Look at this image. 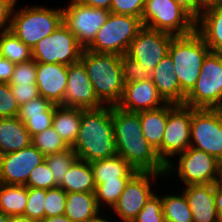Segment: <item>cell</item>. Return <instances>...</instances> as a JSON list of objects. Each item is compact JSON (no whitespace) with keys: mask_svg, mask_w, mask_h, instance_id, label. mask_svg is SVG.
I'll return each instance as SVG.
<instances>
[{"mask_svg":"<svg viewBox=\"0 0 222 222\" xmlns=\"http://www.w3.org/2000/svg\"><path fill=\"white\" fill-rule=\"evenodd\" d=\"M112 121L116 152L137 172L165 175L166 165L145 139L140 115L112 106Z\"/></svg>","mask_w":222,"mask_h":222,"instance_id":"1","label":"cell"},{"mask_svg":"<svg viewBox=\"0 0 222 222\" xmlns=\"http://www.w3.org/2000/svg\"><path fill=\"white\" fill-rule=\"evenodd\" d=\"M78 159L89 163L117 154L112 121V106L81 109L77 139L71 147Z\"/></svg>","mask_w":222,"mask_h":222,"instance_id":"2","label":"cell"},{"mask_svg":"<svg viewBox=\"0 0 222 222\" xmlns=\"http://www.w3.org/2000/svg\"><path fill=\"white\" fill-rule=\"evenodd\" d=\"M80 62L93 84L97 98L107 106H117L124 92L120 56L84 49Z\"/></svg>","mask_w":222,"mask_h":222,"instance_id":"3","label":"cell"},{"mask_svg":"<svg viewBox=\"0 0 222 222\" xmlns=\"http://www.w3.org/2000/svg\"><path fill=\"white\" fill-rule=\"evenodd\" d=\"M209 52L210 48L196 30L188 35L174 36L172 39L168 54L175 66L174 74L186 96L196 85L203 60Z\"/></svg>","mask_w":222,"mask_h":222,"instance_id":"4","label":"cell"},{"mask_svg":"<svg viewBox=\"0 0 222 222\" xmlns=\"http://www.w3.org/2000/svg\"><path fill=\"white\" fill-rule=\"evenodd\" d=\"M63 24V9L32 6L12 11L10 30L31 50Z\"/></svg>","mask_w":222,"mask_h":222,"instance_id":"5","label":"cell"},{"mask_svg":"<svg viewBox=\"0 0 222 222\" xmlns=\"http://www.w3.org/2000/svg\"><path fill=\"white\" fill-rule=\"evenodd\" d=\"M142 28V21L138 17L110 13L86 50L124 55Z\"/></svg>","mask_w":222,"mask_h":222,"instance_id":"6","label":"cell"},{"mask_svg":"<svg viewBox=\"0 0 222 222\" xmlns=\"http://www.w3.org/2000/svg\"><path fill=\"white\" fill-rule=\"evenodd\" d=\"M141 21L143 27L174 36L196 30V20L174 0H146Z\"/></svg>","mask_w":222,"mask_h":222,"instance_id":"7","label":"cell"},{"mask_svg":"<svg viewBox=\"0 0 222 222\" xmlns=\"http://www.w3.org/2000/svg\"><path fill=\"white\" fill-rule=\"evenodd\" d=\"M222 104V53L209 52L199 78L186 96L184 105L193 108H218Z\"/></svg>","mask_w":222,"mask_h":222,"instance_id":"8","label":"cell"},{"mask_svg":"<svg viewBox=\"0 0 222 222\" xmlns=\"http://www.w3.org/2000/svg\"><path fill=\"white\" fill-rule=\"evenodd\" d=\"M192 107L167 103V122L161 143V161L166 165L165 174L174 170L169 159L185 152L191 146Z\"/></svg>","mask_w":222,"mask_h":222,"instance_id":"9","label":"cell"},{"mask_svg":"<svg viewBox=\"0 0 222 222\" xmlns=\"http://www.w3.org/2000/svg\"><path fill=\"white\" fill-rule=\"evenodd\" d=\"M83 50L76 37L62 24L34 46L32 59L36 63H57L69 66L80 61Z\"/></svg>","mask_w":222,"mask_h":222,"instance_id":"10","label":"cell"},{"mask_svg":"<svg viewBox=\"0 0 222 222\" xmlns=\"http://www.w3.org/2000/svg\"><path fill=\"white\" fill-rule=\"evenodd\" d=\"M191 147L204 151L218 160L222 157V114L218 108H193Z\"/></svg>","mask_w":222,"mask_h":222,"instance_id":"11","label":"cell"},{"mask_svg":"<svg viewBox=\"0 0 222 222\" xmlns=\"http://www.w3.org/2000/svg\"><path fill=\"white\" fill-rule=\"evenodd\" d=\"M109 14L110 10L88 7L77 0H71L68 8L63 9V24L86 49L93 42Z\"/></svg>","mask_w":222,"mask_h":222,"instance_id":"12","label":"cell"},{"mask_svg":"<svg viewBox=\"0 0 222 222\" xmlns=\"http://www.w3.org/2000/svg\"><path fill=\"white\" fill-rule=\"evenodd\" d=\"M173 38L174 35L143 27L131 41L126 54L151 74L157 64L168 55Z\"/></svg>","mask_w":222,"mask_h":222,"instance_id":"13","label":"cell"},{"mask_svg":"<svg viewBox=\"0 0 222 222\" xmlns=\"http://www.w3.org/2000/svg\"><path fill=\"white\" fill-rule=\"evenodd\" d=\"M179 155L177 176L185 185L214 184L218 159L208 153L189 147Z\"/></svg>","mask_w":222,"mask_h":222,"instance_id":"14","label":"cell"},{"mask_svg":"<svg viewBox=\"0 0 222 222\" xmlns=\"http://www.w3.org/2000/svg\"><path fill=\"white\" fill-rule=\"evenodd\" d=\"M161 174L137 172L126 184L113 209L124 222H133L149 198L154 194L150 179Z\"/></svg>","mask_w":222,"mask_h":222,"instance_id":"15","label":"cell"},{"mask_svg":"<svg viewBox=\"0 0 222 222\" xmlns=\"http://www.w3.org/2000/svg\"><path fill=\"white\" fill-rule=\"evenodd\" d=\"M45 159L33 145L0 155V183L26 185L30 172Z\"/></svg>","mask_w":222,"mask_h":222,"instance_id":"16","label":"cell"},{"mask_svg":"<svg viewBox=\"0 0 222 222\" xmlns=\"http://www.w3.org/2000/svg\"><path fill=\"white\" fill-rule=\"evenodd\" d=\"M61 106L99 109L105 106L94 91L84 65L79 61L68 66V82Z\"/></svg>","mask_w":222,"mask_h":222,"instance_id":"17","label":"cell"},{"mask_svg":"<svg viewBox=\"0 0 222 222\" xmlns=\"http://www.w3.org/2000/svg\"><path fill=\"white\" fill-rule=\"evenodd\" d=\"M161 104V105H160ZM167 104L158 93L151 78L129 82L124 85V92L117 107L128 112L154 110Z\"/></svg>","mask_w":222,"mask_h":222,"instance_id":"18","label":"cell"},{"mask_svg":"<svg viewBox=\"0 0 222 222\" xmlns=\"http://www.w3.org/2000/svg\"><path fill=\"white\" fill-rule=\"evenodd\" d=\"M68 82V66L37 63L36 85L39 94L53 104L62 105Z\"/></svg>","mask_w":222,"mask_h":222,"instance_id":"19","label":"cell"},{"mask_svg":"<svg viewBox=\"0 0 222 222\" xmlns=\"http://www.w3.org/2000/svg\"><path fill=\"white\" fill-rule=\"evenodd\" d=\"M184 189L193 222H219L214 184L189 185Z\"/></svg>","mask_w":222,"mask_h":222,"instance_id":"20","label":"cell"},{"mask_svg":"<svg viewBox=\"0 0 222 222\" xmlns=\"http://www.w3.org/2000/svg\"><path fill=\"white\" fill-rule=\"evenodd\" d=\"M174 69L173 60L168 54L153 69L151 80L166 103L183 105L186 95L180 88Z\"/></svg>","mask_w":222,"mask_h":222,"instance_id":"21","label":"cell"},{"mask_svg":"<svg viewBox=\"0 0 222 222\" xmlns=\"http://www.w3.org/2000/svg\"><path fill=\"white\" fill-rule=\"evenodd\" d=\"M99 210L95 192L67 193L64 214L72 222H96L102 218Z\"/></svg>","mask_w":222,"mask_h":222,"instance_id":"22","label":"cell"},{"mask_svg":"<svg viewBox=\"0 0 222 222\" xmlns=\"http://www.w3.org/2000/svg\"><path fill=\"white\" fill-rule=\"evenodd\" d=\"M32 144V136L18 117L0 118V155Z\"/></svg>","mask_w":222,"mask_h":222,"instance_id":"23","label":"cell"},{"mask_svg":"<svg viewBox=\"0 0 222 222\" xmlns=\"http://www.w3.org/2000/svg\"><path fill=\"white\" fill-rule=\"evenodd\" d=\"M196 31L211 52L222 53V5L204 10L196 20Z\"/></svg>","mask_w":222,"mask_h":222,"instance_id":"24","label":"cell"},{"mask_svg":"<svg viewBox=\"0 0 222 222\" xmlns=\"http://www.w3.org/2000/svg\"><path fill=\"white\" fill-rule=\"evenodd\" d=\"M90 165L95 184H101L105 181H118V178H132L137 173V171L118 154L109 158L93 161Z\"/></svg>","mask_w":222,"mask_h":222,"instance_id":"25","label":"cell"},{"mask_svg":"<svg viewBox=\"0 0 222 222\" xmlns=\"http://www.w3.org/2000/svg\"><path fill=\"white\" fill-rule=\"evenodd\" d=\"M138 113L144 137L161 159V143L167 122V104L158 109Z\"/></svg>","mask_w":222,"mask_h":222,"instance_id":"26","label":"cell"},{"mask_svg":"<svg viewBox=\"0 0 222 222\" xmlns=\"http://www.w3.org/2000/svg\"><path fill=\"white\" fill-rule=\"evenodd\" d=\"M59 187L67 193L95 192L96 185L90 163L77 159L64 175Z\"/></svg>","mask_w":222,"mask_h":222,"instance_id":"27","label":"cell"},{"mask_svg":"<svg viewBox=\"0 0 222 222\" xmlns=\"http://www.w3.org/2000/svg\"><path fill=\"white\" fill-rule=\"evenodd\" d=\"M81 123V108L55 105L52 126L69 147L77 139Z\"/></svg>","mask_w":222,"mask_h":222,"instance_id":"28","label":"cell"},{"mask_svg":"<svg viewBox=\"0 0 222 222\" xmlns=\"http://www.w3.org/2000/svg\"><path fill=\"white\" fill-rule=\"evenodd\" d=\"M28 200V187L25 185L0 184V212L9 215H23Z\"/></svg>","mask_w":222,"mask_h":222,"instance_id":"29","label":"cell"},{"mask_svg":"<svg viewBox=\"0 0 222 222\" xmlns=\"http://www.w3.org/2000/svg\"><path fill=\"white\" fill-rule=\"evenodd\" d=\"M0 56L19 64L32 59V50L11 31H6L0 34Z\"/></svg>","mask_w":222,"mask_h":222,"instance_id":"30","label":"cell"},{"mask_svg":"<svg viewBox=\"0 0 222 222\" xmlns=\"http://www.w3.org/2000/svg\"><path fill=\"white\" fill-rule=\"evenodd\" d=\"M165 222H193V215L184 193L162 197Z\"/></svg>","mask_w":222,"mask_h":222,"instance_id":"31","label":"cell"},{"mask_svg":"<svg viewBox=\"0 0 222 222\" xmlns=\"http://www.w3.org/2000/svg\"><path fill=\"white\" fill-rule=\"evenodd\" d=\"M78 159L74 150L70 147L58 153L45 156L44 161L54 176L55 183L59 186L70 166Z\"/></svg>","mask_w":222,"mask_h":222,"instance_id":"32","label":"cell"},{"mask_svg":"<svg viewBox=\"0 0 222 222\" xmlns=\"http://www.w3.org/2000/svg\"><path fill=\"white\" fill-rule=\"evenodd\" d=\"M32 144L44 155L58 153L70 147L60 137L53 126L32 137Z\"/></svg>","mask_w":222,"mask_h":222,"instance_id":"33","label":"cell"},{"mask_svg":"<svg viewBox=\"0 0 222 222\" xmlns=\"http://www.w3.org/2000/svg\"><path fill=\"white\" fill-rule=\"evenodd\" d=\"M130 179L131 178H118V181H105L101 184H95V196L99 208L102 202L105 203V205L108 204L107 206L110 208H113Z\"/></svg>","mask_w":222,"mask_h":222,"instance_id":"34","label":"cell"},{"mask_svg":"<svg viewBox=\"0 0 222 222\" xmlns=\"http://www.w3.org/2000/svg\"><path fill=\"white\" fill-rule=\"evenodd\" d=\"M46 189L28 188V200L24 216L39 222L45 218Z\"/></svg>","mask_w":222,"mask_h":222,"instance_id":"35","label":"cell"},{"mask_svg":"<svg viewBox=\"0 0 222 222\" xmlns=\"http://www.w3.org/2000/svg\"><path fill=\"white\" fill-rule=\"evenodd\" d=\"M66 199L67 192L59 186L46 190V198L44 201L45 217L64 214Z\"/></svg>","mask_w":222,"mask_h":222,"instance_id":"36","label":"cell"},{"mask_svg":"<svg viewBox=\"0 0 222 222\" xmlns=\"http://www.w3.org/2000/svg\"><path fill=\"white\" fill-rule=\"evenodd\" d=\"M120 63L124 84L151 78V74L145 71L138 61L129 57L127 54L120 56Z\"/></svg>","mask_w":222,"mask_h":222,"instance_id":"37","label":"cell"},{"mask_svg":"<svg viewBox=\"0 0 222 222\" xmlns=\"http://www.w3.org/2000/svg\"><path fill=\"white\" fill-rule=\"evenodd\" d=\"M25 186L28 188H41L48 190L50 188L57 187L58 185L55 183L51 170L47 166L46 162L43 161L30 172Z\"/></svg>","mask_w":222,"mask_h":222,"instance_id":"38","label":"cell"},{"mask_svg":"<svg viewBox=\"0 0 222 222\" xmlns=\"http://www.w3.org/2000/svg\"><path fill=\"white\" fill-rule=\"evenodd\" d=\"M133 222H165L162 197L155 193L149 198Z\"/></svg>","mask_w":222,"mask_h":222,"instance_id":"39","label":"cell"},{"mask_svg":"<svg viewBox=\"0 0 222 222\" xmlns=\"http://www.w3.org/2000/svg\"><path fill=\"white\" fill-rule=\"evenodd\" d=\"M37 63L34 59L15 64L9 84H36Z\"/></svg>","mask_w":222,"mask_h":222,"instance_id":"40","label":"cell"},{"mask_svg":"<svg viewBox=\"0 0 222 222\" xmlns=\"http://www.w3.org/2000/svg\"><path fill=\"white\" fill-rule=\"evenodd\" d=\"M19 104L8 83H0V118L17 117Z\"/></svg>","mask_w":222,"mask_h":222,"instance_id":"41","label":"cell"},{"mask_svg":"<svg viewBox=\"0 0 222 222\" xmlns=\"http://www.w3.org/2000/svg\"><path fill=\"white\" fill-rule=\"evenodd\" d=\"M55 105L50 100L43 98L41 95L33 100L26 102L19 107L18 118L24 122L28 115L41 114L44 111H55Z\"/></svg>","mask_w":222,"mask_h":222,"instance_id":"42","label":"cell"},{"mask_svg":"<svg viewBox=\"0 0 222 222\" xmlns=\"http://www.w3.org/2000/svg\"><path fill=\"white\" fill-rule=\"evenodd\" d=\"M146 0H112L110 13L135 16L141 19Z\"/></svg>","mask_w":222,"mask_h":222,"instance_id":"43","label":"cell"},{"mask_svg":"<svg viewBox=\"0 0 222 222\" xmlns=\"http://www.w3.org/2000/svg\"><path fill=\"white\" fill-rule=\"evenodd\" d=\"M54 111H44L41 114L28 115L24 121L25 127L33 137L40 132L52 127Z\"/></svg>","mask_w":222,"mask_h":222,"instance_id":"44","label":"cell"},{"mask_svg":"<svg viewBox=\"0 0 222 222\" xmlns=\"http://www.w3.org/2000/svg\"><path fill=\"white\" fill-rule=\"evenodd\" d=\"M9 85L12 90L13 96L15 97L19 106L40 96L36 84H9Z\"/></svg>","mask_w":222,"mask_h":222,"instance_id":"45","label":"cell"},{"mask_svg":"<svg viewBox=\"0 0 222 222\" xmlns=\"http://www.w3.org/2000/svg\"><path fill=\"white\" fill-rule=\"evenodd\" d=\"M16 2L17 0H0V33L10 30L11 15Z\"/></svg>","mask_w":222,"mask_h":222,"instance_id":"46","label":"cell"},{"mask_svg":"<svg viewBox=\"0 0 222 222\" xmlns=\"http://www.w3.org/2000/svg\"><path fill=\"white\" fill-rule=\"evenodd\" d=\"M15 64L0 56V83H8L14 72Z\"/></svg>","mask_w":222,"mask_h":222,"instance_id":"47","label":"cell"},{"mask_svg":"<svg viewBox=\"0 0 222 222\" xmlns=\"http://www.w3.org/2000/svg\"><path fill=\"white\" fill-rule=\"evenodd\" d=\"M178 5L185 9L195 20L200 17L199 0H174Z\"/></svg>","mask_w":222,"mask_h":222,"instance_id":"48","label":"cell"},{"mask_svg":"<svg viewBox=\"0 0 222 222\" xmlns=\"http://www.w3.org/2000/svg\"><path fill=\"white\" fill-rule=\"evenodd\" d=\"M77 1L88 7L102 8L106 10H110V5L112 3V0H77Z\"/></svg>","mask_w":222,"mask_h":222,"instance_id":"49","label":"cell"},{"mask_svg":"<svg viewBox=\"0 0 222 222\" xmlns=\"http://www.w3.org/2000/svg\"><path fill=\"white\" fill-rule=\"evenodd\" d=\"M215 206L219 217V222H222V186L214 184Z\"/></svg>","mask_w":222,"mask_h":222,"instance_id":"50","label":"cell"},{"mask_svg":"<svg viewBox=\"0 0 222 222\" xmlns=\"http://www.w3.org/2000/svg\"><path fill=\"white\" fill-rule=\"evenodd\" d=\"M199 2H200V15L204 10L208 8L222 5V0H199Z\"/></svg>","mask_w":222,"mask_h":222,"instance_id":"51","label":"cell"},{"mask_svg":"<svg viewBox=\"0 0 222 222\" xmlns=\"http://www.w3.org/2000/svg\"><path fill=\"white\" fill-rule=\"evenodd\" d=\"M39 222H72V221L65 214H62L53 217H45Z\"/></svg>","mask_w":222,"mask_h":222,"instance_id":"52","label":"cell"},{"mask_svg":"<svg viewBox=\"0 0 222 222\" xmlns=\"http://www.w3.org/2000/svg\"><path fill=\"white\" fill-rule=\"evenodd\" d=\"M214 184L222 186V157L218 160L217 177Z\"/></svg>","mask_w":222,"mask_h":222,"instance_id":"53","label":"cell"},{"mask_svg":"<svg viewBox=\"0 0 222 222\" xmlns=\"http://www.w3.org/2000/svg\"><path fill=\"white\" fill-rule=\"evenodd\" d=\"M10 222H37V221L29 219L24 215H17V216H10Z\"/></svg>","mask_w":222,"mask_h":222,"instance_id":"54","label":"cell"},{"mask_svg":"<svg viewBox=\"0 0 222 222\" xmlns=\"http://www.w3.org/2000/svg\"><path fill=\"white\" fill-rule=\"evenodd\" d=\"M0 222H10V216L0 212Z\"/></svg>","mask_w":222,"mask_h":222,"instance_id":"55","label":"cell"},{"mask_svg":"<svg viewBox=\"0 0 222 222\" xmlns=\"http://www.w3.org/2000/svg\"><path fill=\"white\" fill-rule=\"evenodd\" d=\"M96 222H111V221L106 220V218H101V219H99V220H98V221H96Z\"/></svg>","mask_w":222,"mask_h":222,"instance_id":"56","label":"cell"},{"mask_svg":"<svg viewBox=\"0 0 222 222\" xmlns=\"http://www.w3.org/2000/svg\"><path fill=\"white\" fill-rule=\"evenodd\" d=\"M218 110H219L220 113L222 114V104L218 107Z\"/></svg>","mask_w":222,"mask_h":222,"instance_id":"57","label":"cell"}]
</instances>
